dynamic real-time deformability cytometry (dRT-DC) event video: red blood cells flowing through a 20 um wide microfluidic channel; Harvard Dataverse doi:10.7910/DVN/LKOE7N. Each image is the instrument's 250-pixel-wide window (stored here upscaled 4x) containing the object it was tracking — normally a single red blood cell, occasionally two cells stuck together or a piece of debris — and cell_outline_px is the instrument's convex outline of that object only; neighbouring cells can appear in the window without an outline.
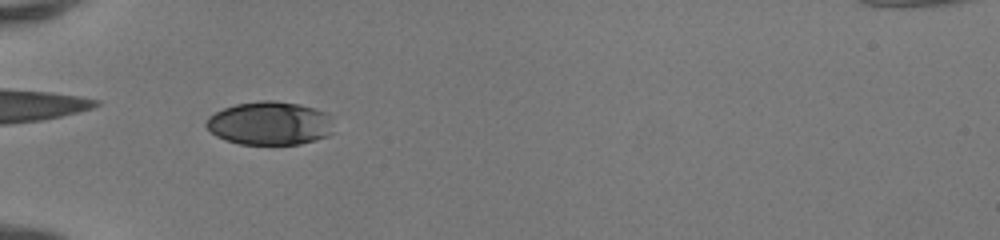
{"species": "human", "species_latin": "Homo sapiens", "temperature_condition": "room temperature", "stored_images_in_passage": 37, "camera_frame_rate_fps": 3000, "um_per_image_px": 0.085, "donor": {"sex": "female"}, "frame": {"image": 1, "passage_image": 4, "time_ms": 1.0, "image_size_px": [1000, 240], "cell_outline_px": [[336, 132], [328, 136], [316, 140], [300, 144], [240, 144], [224, 140], [216, 136], [204, 124], [208, 116], [224, 108], [236, 104], [260, 100], [272, 100], [300, 104], [328, 112]], "centroid_in_image_um": [22.97, 10.48], "position_along_channel_um": 62.0, "area_um2": 32.71}}
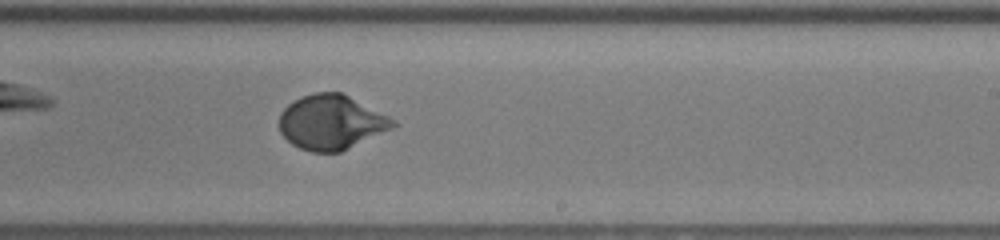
{"frame": {"image": 2, "passage_image": 19, "time_ms": 6.0, "image_size_px": [1000, 240], "cell_outline_px": [[400, 124], [392, 128], [340, 152], [312, 152], [300, 148], [292, 144], [280, 132], [280, 112], [288, 104], [304, 96], [316, 92], [340, 92], [396, 120]], "centroid_in_image_um": [28.15, 10.4], "position_along_channel_um": 260.8, "area_um2": 35.72}}
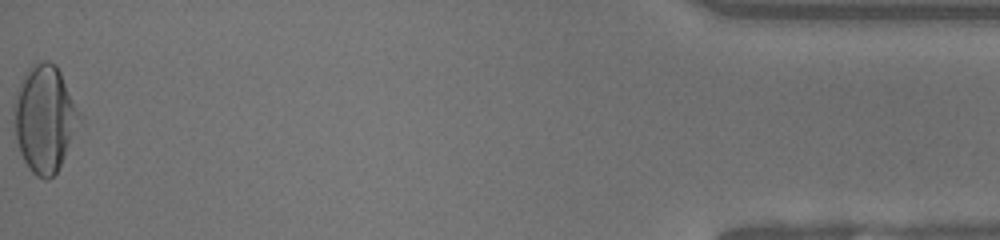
{"frame": {"image": 3, "passage_image": 37, "time_ms": 12.0, "image_size_px": [1000, 240], "cell_outline_px": [[84, 116], [56, 172], [48, 180], [44, 180], [36, 176], [28, 168], [20, 152], [16, 140], [12, 108], [12, 104], [24, 72], [36, 60], [48, 60], [56, 64]], "centroid_in_image_um": [3.8, 10.03], "position_along_channel_um": 431.4, "area_um2": 41.44}, "authors_computed_cell_mechanics": {"area_um2": 35.1424, "velocity_mm_per_s": 4.1541, "shape_relaxation_time_tau1_ms": 3.3674, "shape_relaxation_time_tau2_ms": null, "deformation_change_tau1": 0.1831, "deformation_change_tau2": null}}